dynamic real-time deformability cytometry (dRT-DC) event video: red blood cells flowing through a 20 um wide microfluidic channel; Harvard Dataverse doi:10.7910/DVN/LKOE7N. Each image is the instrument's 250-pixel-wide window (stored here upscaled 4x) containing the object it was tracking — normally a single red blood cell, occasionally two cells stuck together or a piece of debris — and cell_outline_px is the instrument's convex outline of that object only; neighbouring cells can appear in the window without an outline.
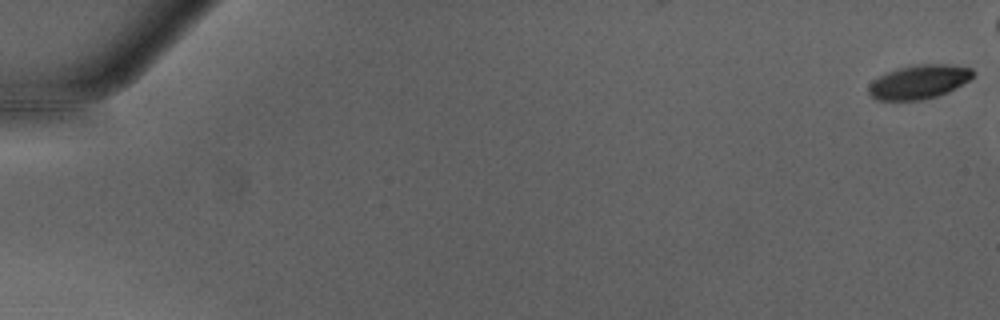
{"species": "Egyptian fruit bat (a non-hibernating species)", "species_latin": "Rousettus aegyptiacus", "temperature_condition": "warm", "stored_images_in_passage": 10, "camera_frame_rate_fps": 3000, "um_per_image_px": 0.085, "animal": {"sex": "male"}, "frame": {"image": 1, "passage_image": 1, "time_ms": 0.0, "image_size_px": [1000, 320], "cell_outline_px": [[976, 72], [968, 80], [948, 92], [936, 96], [920, 100], [876, 100], [868, 96], [868, 88], [872, 80], [888, 72], [900, 68], [916, 64], [948, 64], [972, 68]], "centroid_in_image_um": [78.09, 6.96], "position_along_channel_um": 6.9, "area_um2": 20.58}}